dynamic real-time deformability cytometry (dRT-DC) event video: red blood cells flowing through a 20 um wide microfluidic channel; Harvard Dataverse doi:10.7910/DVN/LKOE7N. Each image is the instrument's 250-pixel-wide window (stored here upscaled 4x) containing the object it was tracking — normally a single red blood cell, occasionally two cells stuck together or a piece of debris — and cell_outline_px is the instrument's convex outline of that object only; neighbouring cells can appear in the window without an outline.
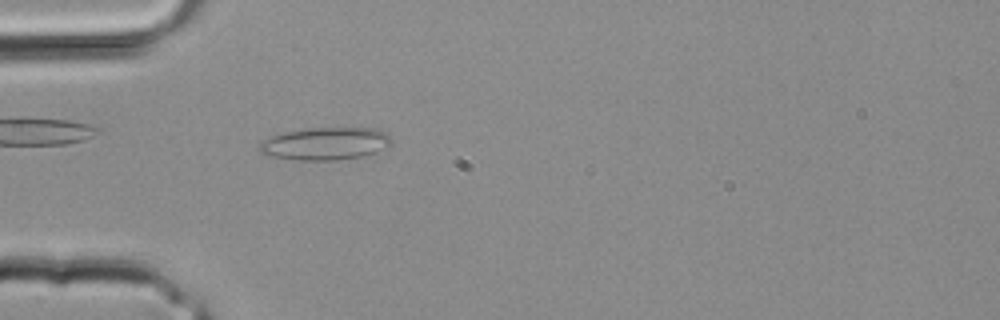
{"species": "common noctule bat (a hibernating species)", "species_latin": "Nyctalus noctula", "temperature_condition": "room temperature", "stored_images_in_passage": 12, "camera_frame_rate_fps": 3000, "um_per_image_px": 0.085, "animal": {"sex": "male", "body_mass_g": 20.4}, "frame": {"image": 1, "passage_image": 4, "time_ms": 1.0, "image_size_px": [1000, 320], "cell_outline_px": [[392, 144], [364, 156], [336, 160], [300, 160], [264, 156], [260, 152], [260, 144], [264, 140], [272, 136], [284, 132], [304, 128], [376, 128], [384, 132], [392, 140]], "centroid_in_image_um": [27.62, 12.21], "position_along_channel_um": 57.4, "area_um2": 25.03}}
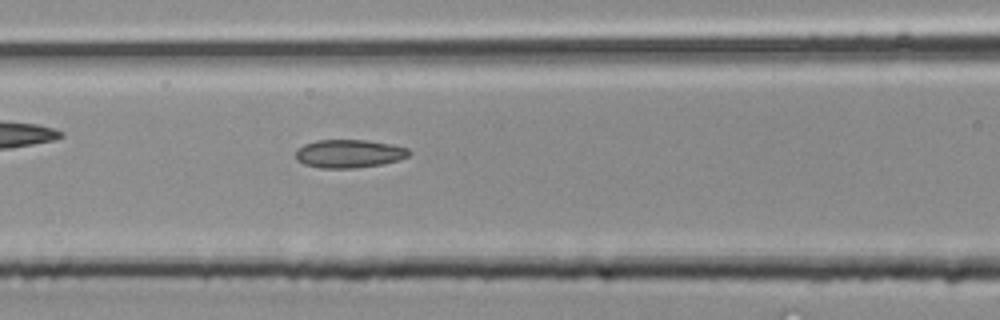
{"frame": {"image": 2, "passage_image": 8, "time_ms": 2.333, "image_size_px": [1000, 320], "cell_outline_px": [[412, 152], [408, 156], [384, 164], [356, 168], [320, 168], [304, 164], [296, 160], [296, 148], [304, 144], [316, 140], [364, 140], [392, 144], [408, 148]], "centroid_in_image_um": [29.65, 13.06], "position_along_channel_um": 136.9, "area_um2": 18.79}}
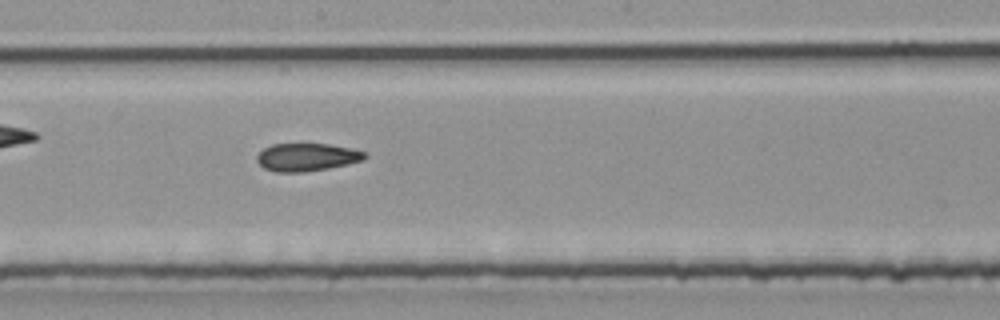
{"frame": {"image": 3, "passage_image": 12, "time_ms": 3.667, "image_size_px": [1000, 320], "cell_outline_px": [[368, 156], [364, 160], [348, 164], [328, 168], [304, 172], [276, 172], [264, 168], [256, 160], [256, 156], [264, 148], [272, 144], [328, 144], [348, 148], [364, 152]], "centroid_in_image_um": [26.06, 13.36], "position_along_channel_um": 222.1, "area_um2": 17.4}}